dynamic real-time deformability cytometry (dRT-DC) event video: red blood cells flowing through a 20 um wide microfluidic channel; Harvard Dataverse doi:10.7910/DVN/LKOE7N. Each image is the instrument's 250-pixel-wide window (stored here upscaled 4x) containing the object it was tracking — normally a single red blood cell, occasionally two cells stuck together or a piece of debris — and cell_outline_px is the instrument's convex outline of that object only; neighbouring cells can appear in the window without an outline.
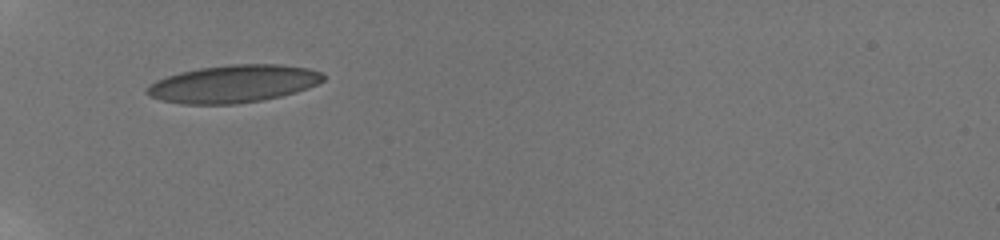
{"species": "human", "species_latin": "Homo sapiens", "temperature_condition": "room temperature", "stored_images_in_passage": 2, "camera_frame_rate_fps": 3000, "um_per_image_px": 0.085, "donor": {"sex": "male"}, "frame": {"image": 1, "passage_image": 1, "time_ms": 0.0, "image_size_px": [1000, 240], "cell_outline_px": [[324, 80], [308, 88], [296, 92], [264, 100], [236, 104], [180, 104], [160, 100], [148, 96], [144, 92], [148, 84], [156, 80], [180, 72], [200, 68], [232, 64], [280, 64], [308, 68], [320, 72], [324, 76]], "centroid_in_image_um": [19.8, 7.13], "position_along_channel_um": 65.2, "area_um2": 38.78}}